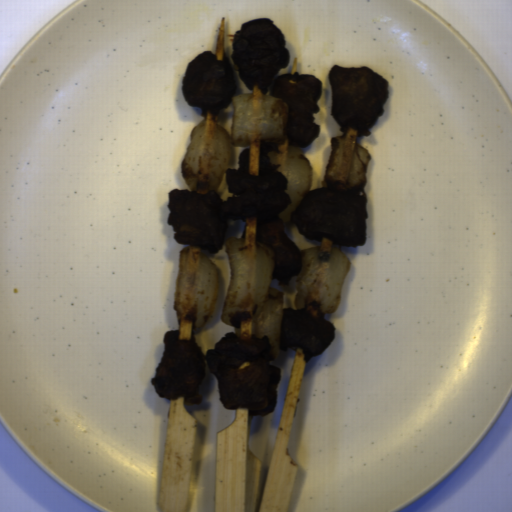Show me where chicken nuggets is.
<instances>
[{"mask_svg": "<svg viewBox=\"0 0 512 512\" xmlns=\"http://www.w3.org/2000/svg\"><path fill=\"white\" fill-rule=\"evenodd\" d=\"M273 141H264L240 151L237 169L225 168V185L231 196L222 193L175 189L168 193L166 223L175 231L176 242L217 254L225 245L228 220H257L256 240L275 254L272 279L288 285L302 272L299 249L284 230L279 214L291 204L285 192L288 179L271 164L268 152Z\"/></svg>", "mask_w": 512, "mask_h": 512, "instance_id": "1", "label": "chicken nuggets"}, {"mask_svg": "<svg viewBox=\"0 0 512 512\" xmlns=\"http://www.w3.org/2000/svg\"><path fill=\"white\" fill-rule=\"evenodd\" d=\"M163 343L162 360L151 379L158 396L183 397L185 406L200 405L198 389L208 368L218 379V398L228 409H245L249 416L264 419L275 411L281 370L271 364L269 337L225 333L205 354L194 339L180 337L179 330L166 331Z\"/></svg>", "mask_w": 512, "mask_h": 512, "instance_id": "2", "label": "chicken nuggets"}, {"mask_svg": "<svg viewBox=\"0 0 512 512\" xmlns=\"http://www.w3.org/2000/svg\"><path fill=\"white\" fill-rule=\"evenodd\" d=\"M367 204L363 190L337 193L324 186L309 190L290 219L307 239L358 248L366 244Z\"/></svg>", "mask_w": 512, "mask_h": 512, "instance_id": "3", "label": "chicken nuggets"}, {"mask_svg": "<svg viewBox=\"0 0 512 512\" xmlns=\"http://www.w3.org/2000/svg\"><path fill=\"white\" fill-rule=\"evenodd\" d=\"M331 113L340 129L356 128L357 136L368 137L384 112L389 84L368 66L341 68L328 73Z\"/></svg>", "mask_w": 512, "mask_h": 512, "instance_id": "4", "label": "chicken nuggets"}, {"mask_svg": "<svg viewBox=\"0 0 512 512\" xmlns=\"http://www.w3.org/2000/svg\"><path fill=\"white\" fill-rule=\"evenodd\" d=\"M232 50L231 58L241 82L250 90L258 88L262 94L291 61L286 38L269 17L244 22L233 37Z\"/></svg>", "mask_w": 512, "mask_h": 512, "instance_id": "5", "label": "chicken nuggets"}, {"mask_svg": "<svg viewBox=\"0 0 512 512\" xmlns=\"http://www.w3.org/2000/svg\"><path fill=\"white\" fill-rule=\"evenodd\" d=\"M238 85L228 57L219 60L211 51L192 59L182 85L184 101L202 113H220L228 107Z\"/></svg>", "mask_w": 512, "mask_h": 512, "instance_id": "6", "label": "chicken nuggets"}, {"mask_svg": "<svg viewBox=\"0 0 512 512\" xmlns=\"http://www.w3.org/2000/svg\"><path fill=\"white\" fill-rule=\"evenodd\" d=\"M322 92L321 81L307 74L286 73L271 84V97L284 99L288 106V122L285 138L298 147L315 141L320 127L314 115L320 110L317 105Z\"/></svg>", "mask_w": 512, "mask_h": 512, "instance_id": "7", "label": "chicken nuggets"}, {"mask_svg": "<svg viewBox=\"0 0 512 512\" xmlns=\"http://www.w3.org/2000/svg\"><path fill=\"white\" fill-rule=\"evenodd\" d=\"M335 337V327L325 318L324 313L283 308L279 343L281 351L299 348L308 364L314 356L323 353Z\"/></svg>", "mask_w": 512, "mask_h": 512, "instance_id": "8", "label": "chicken nuggets"}]
</instances>
